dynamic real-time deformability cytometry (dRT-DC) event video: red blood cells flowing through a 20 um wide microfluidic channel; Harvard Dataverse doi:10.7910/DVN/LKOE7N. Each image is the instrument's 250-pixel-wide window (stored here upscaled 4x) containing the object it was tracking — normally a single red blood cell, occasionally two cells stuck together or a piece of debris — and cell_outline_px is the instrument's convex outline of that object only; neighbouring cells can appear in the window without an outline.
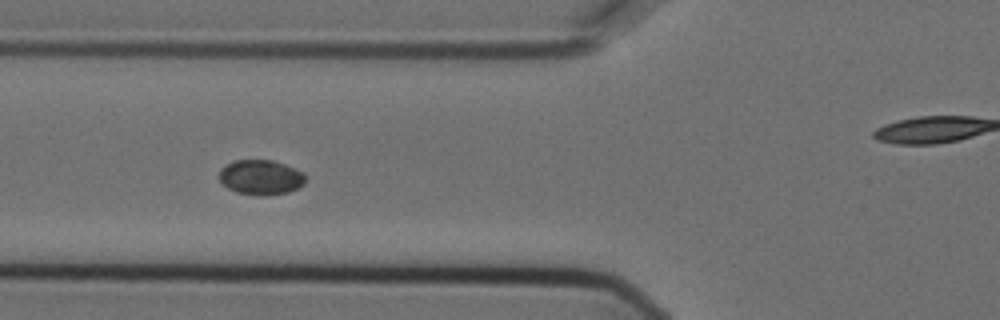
{"species": "Egyptian fruit bat (a non-hibernating species)", "species_latin": "Rousettus aegyptiacus", "temperature_condition": "cold", "stored_images_in_passage": 9, "segment_of_instrument_passage": [1, 2], "camera_frame_rate_fps": 3000, "um_per_image_px": 0.085, "animal": {"sex": "female"}, "frame": {"image": 1, "passage_image": 6, "time_ms": 1.667, "image_size_px": [1000, 320], "cell_outline_px": [[304, 184], [288, 192], [260, 196], [256, 196], [236, 192], [228, 188], [220, 180], [220, 168], [232, 160], [272, 160], [284, 164], [304, 172]], "centroid_in_image_um": [22.15, 15.06], "position_along_channel_um": 103.7, "area_um2": 17.51}}
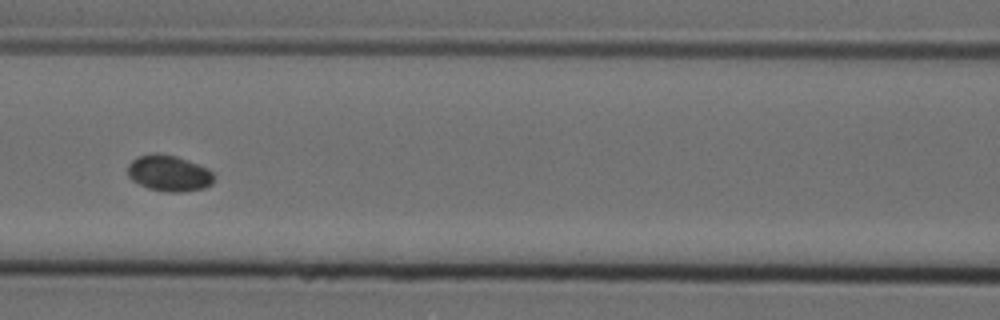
{"frame": {"image": 2, "passage_image": 7, "time_ms": 2.0, "image_size_px": [1000, 320], "cell_outline_px": [[212, 184], [204, 188], [184, 192], [168, 192], [148, 188], [132, 180], [128, 176], [128, 164], [132, 160], [140, 156], [156, 152], [176, 156], [188, 160], [208, 168], [212, 172]], "centroid_in_image_um": [14.36, 14.72], "position_along_channel_um": 152.2, "area_um2": 18.09}}
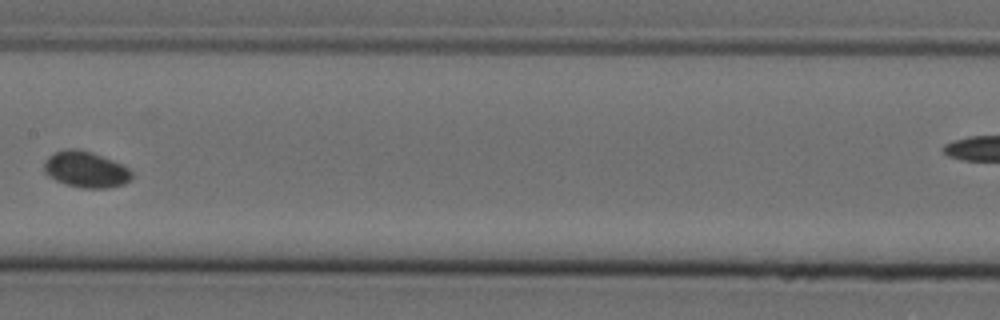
{"frame": {"image": 3, "passage_image": 8, "time_ms": 2.333, "image_size_px": [1000, 320], "cell_outline_px": [[132, 176], [124, 184], [108, 188], [84, 188], [68, 184], [56, 180], [48, 176], [44, 172], [44, 160], [48, 156], [56, 152], [68, 148], [80, 148], [92, 152], [112, 160], [128, 168], [132, 172]], "centroid_in_image_um": [7.27, 14.39], "position_along_channel_um": 200.1, "area_um2": 18.38}}